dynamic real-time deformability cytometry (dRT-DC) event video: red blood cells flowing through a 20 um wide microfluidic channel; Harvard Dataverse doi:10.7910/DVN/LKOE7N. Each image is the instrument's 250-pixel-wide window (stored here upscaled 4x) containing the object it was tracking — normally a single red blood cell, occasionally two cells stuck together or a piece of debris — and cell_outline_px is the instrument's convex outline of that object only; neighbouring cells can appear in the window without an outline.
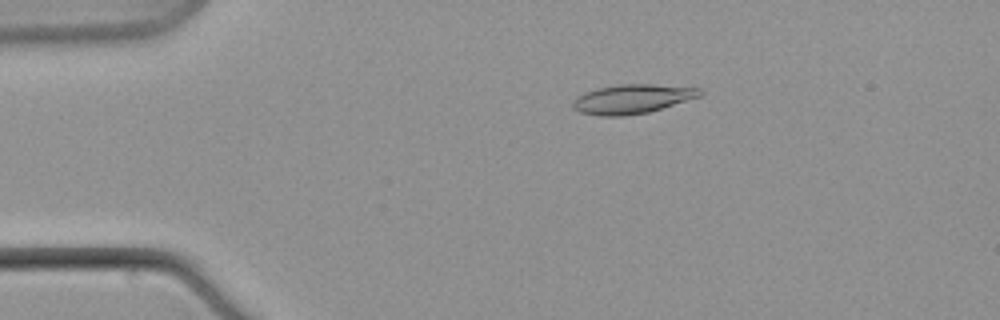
{"species": "common noctule bat (a hibernating species)", "species_latin": "Nyctalus noctula", "temperature_condition": "warm", "stored_images_in_passage": 6, "camera_frame_rate_fps": 3000, "um_per_image_px": 0.085, "animal": {"sex": "male", "body_mass_g": 21.5, "forearm_length_mm": 52.0}, "frame": {"image": 1, "passage_image": 1, "time_ms": 0.0, "image_size_px": [1000, 320], "cell_outline_px": [[704, 92], [700, 96], [648, 112], [624, 116], [600, 116], [580, 112], [572, 108], [572, 104], [576, 96], [584, 92], [596, 88], [620, 84], [652, 84], [700, 88]], "centroid_in_image_um": [53.7, 8.41], "position_along_channel_um": 31.3, "area_um2": 21.62}}
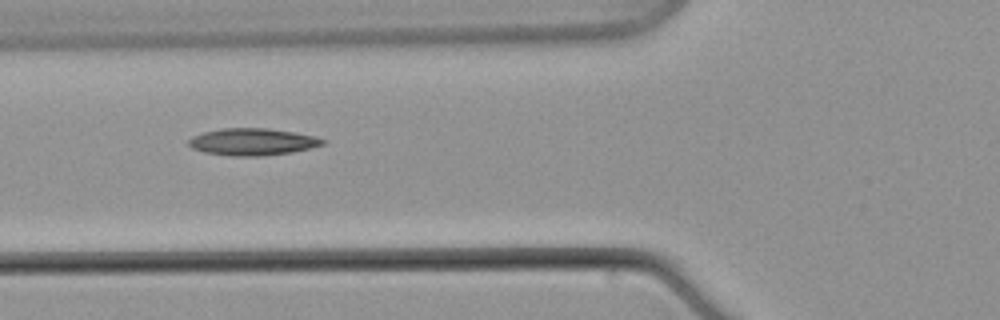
{"frame": {"image": 2, "passage_image": 5, "time_ms": 4.667, "image_size_px": [1000, 320], "cell_outline_px": [[328, 140], [324, 144], [292, 152], [260, 156], [228, 156], [204, 152], [192, 148], [188, 144], [188, 140], [192, 136], [204, 132], [220, 128], [268, 128], [316, 136]], "centroid_in_image_um": [21.45, 12.05], "position_along_channel_um": 104.4, "area_um2": 21.15}}
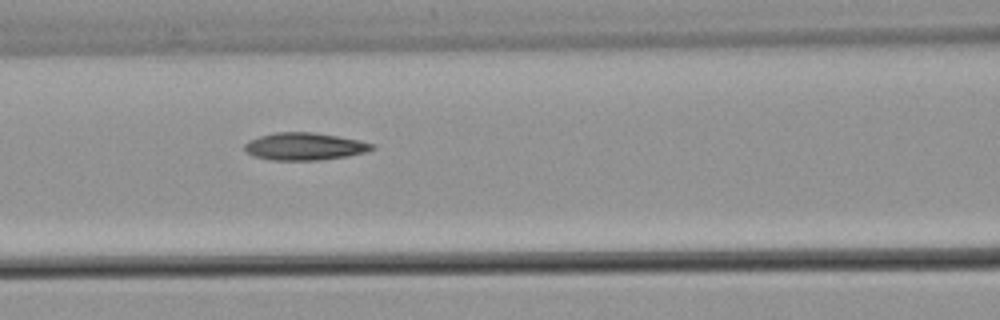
{"frame": {"image": 3, "passage_image": 6, "time_ms": 6.0, "image_size_px": [1000, 320], "cell_outline_px": [[376, 148], [368, 152], [348, 156], [320, 160], [272, 160], [252, 156], [244, 148], [244, 144], [248, 140], [260, 136], [276, 132], [312, 132], [360, 140], [376, 144]], "centroid_in_image_um": [25.92, 12.45], "position_along_channel_um": 140.7, "area_um2": 20.52}}